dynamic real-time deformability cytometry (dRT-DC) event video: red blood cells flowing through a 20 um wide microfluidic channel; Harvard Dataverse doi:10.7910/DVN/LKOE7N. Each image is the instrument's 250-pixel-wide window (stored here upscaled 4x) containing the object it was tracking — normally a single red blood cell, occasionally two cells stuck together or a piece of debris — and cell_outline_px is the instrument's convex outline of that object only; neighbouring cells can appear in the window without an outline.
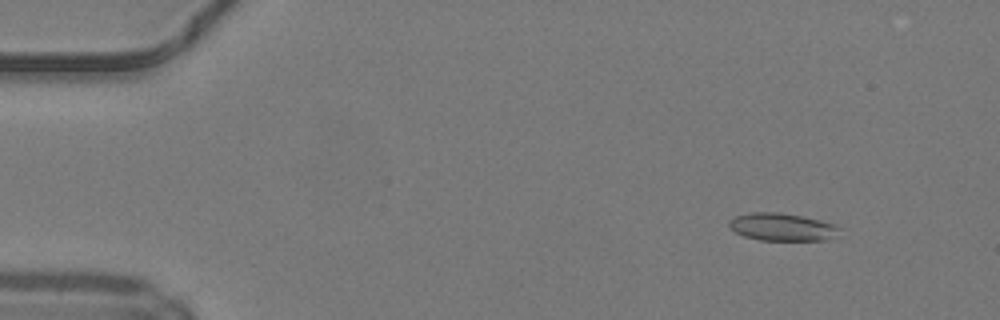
{"species": "common noctule bat (a hibernating species)", "species_latin": "Nyctalus noctula", "temperature_condition": "warm", "stored_images_in_passage": 50, "camera_frame_rate_fps": 3000, "um_per_image_px": 0.085, "animal": {"sex": "male", "body_mass_g": 19.2, "forearm_length_mm": 51.8}, "frame": {"image": 1, "passage_image": 6, "time_ms": 1.667, "image_size_px": [1000, 320], "cell_outline_px": [[840, 228], [824, 240], [760, 240], [744, 236], [736, 232], [728, 224], [728, 220], [736, 216], [748, 212], [780, 212], [820, 220], [832, 224]], "centroid_in_image_um": [66.37, 19.28], "position_along_channel_um": 18.6, "area_um2": 17.34}}
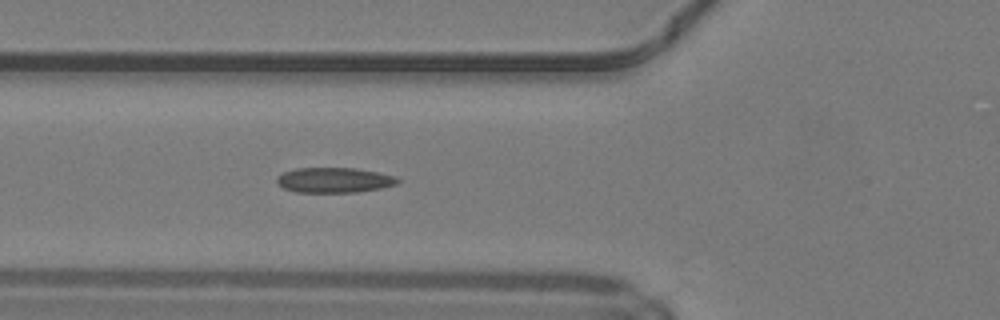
{"frame": {"image": 2, "passage_image": 19, "time_ms": 6.0, "image_size_px": [1000, 320], "cell_outline_px": [[400, 180], [396, 184], [380, 188], [356, 192], [296, 192], [284, 188], [276, 180], [276, 176], [284, 172], [296, 168], [356, 168], [396, 176]], "centroid_in_image_um": [28.4, 15.3], "position_along_channel_um": 97.4, "area_um2": 17.57}}
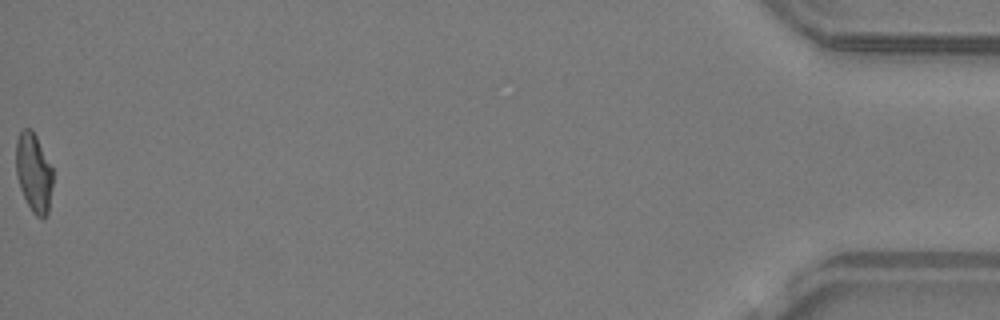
{"frame": {"image": 3, "passage_image": 50, "time_ms": 16.333, "image_size_px": [1000, 320], "cell_outline_px": [[52, 188], [48, 212], [44, 220], [36, 216], [32, 212], [20, 188], [16, 176], [16, 140], [20, 132], [24, 128], [32, 128], [52, 168]], "centroid_in_image_um": [2.86, 14.68], "position_along_channel_um": 432.3, "area_um2": 16.94}, "authors_computed_cell_mechanics": {"area_um2": 17.5712, "velocity_mm_per_s": 4.2381, "shape_relaxation_time_tau1_ms": 11.3877, "shape_relaxation_time_tau2_ms": 1.4945, "deformation_change_tau1": 0.284, "deformation_change_tau2": 0.0816}}